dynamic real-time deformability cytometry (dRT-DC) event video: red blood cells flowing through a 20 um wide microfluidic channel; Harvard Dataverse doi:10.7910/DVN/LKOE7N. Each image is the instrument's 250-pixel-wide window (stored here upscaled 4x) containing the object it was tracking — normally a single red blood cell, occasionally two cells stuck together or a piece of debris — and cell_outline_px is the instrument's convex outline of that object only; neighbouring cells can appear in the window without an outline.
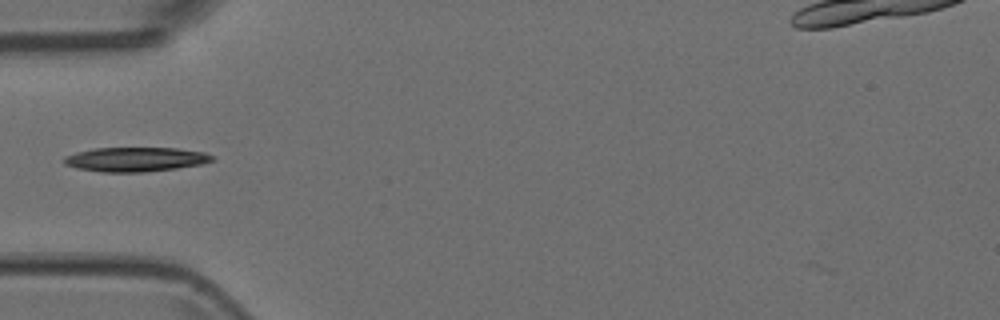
{"species": "Egyptian fruit bat (a non-hibernating species)", "species_latin": "Rousettus aegyptiacus", "temperature_condition": "room temperature", "stored_images_in_passage": 4, "camera_frame_rate_fps": 3000, "um_per_image_px": 0.085, "animal": {"sex": "female"}, "frame": {"image": 1, "passage_image": 4, "time_ms": 1.0, "image_size_px": [1000, 320], "cell_outline_px": [[216, 160], [200, 164], [176, 168], [144, 172], [100, 172], [76, 168], [64, 164], [64, 156], [76, 152], [92, 148], [176, 148], [204, 152], [216, 156]], "centroid_in_image_um": [11.52, 13.54], "position_along_channel_um": 73.5, "area_um2": 21.15}}